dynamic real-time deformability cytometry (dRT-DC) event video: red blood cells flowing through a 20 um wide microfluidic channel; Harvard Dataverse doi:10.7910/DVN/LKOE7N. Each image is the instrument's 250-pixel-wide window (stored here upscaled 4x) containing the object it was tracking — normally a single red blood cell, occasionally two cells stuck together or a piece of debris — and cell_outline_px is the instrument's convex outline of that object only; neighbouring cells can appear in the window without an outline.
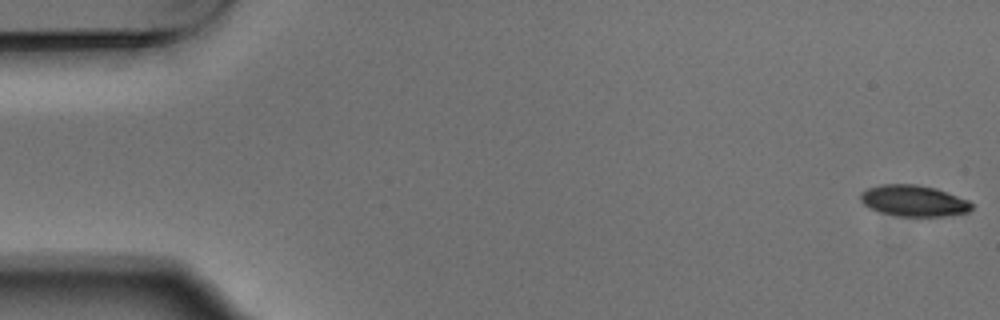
{"species": "Egyptian fruit bat (a non-hibernating species)", "species_latin": "Rousettus aegyptiacus", "temperature_condition": "warm", "stored_images_in_passage": 6, "camera_frame_rate_fps": 3000, "um_per_image_px": 0.085, "animal": {"sex": "male"}, "frame": {"image": 1, "passage_image": 1, "time_ms": 0.0, "image_size_px": [1000, 320], "cell_outline_px": [[972, 208], [968, 212], [944, 216], [896, 216], [876, 212], [868, 208], [860, 200], [860, 192], [868, 188], [880, 184], [916, 184], [936, 188], [968, 200], [972, 204]], "centroid_in_image_um": [77.61, 17.07], "position_along_channel_um": 7.4, "area_um2": 20.4}}
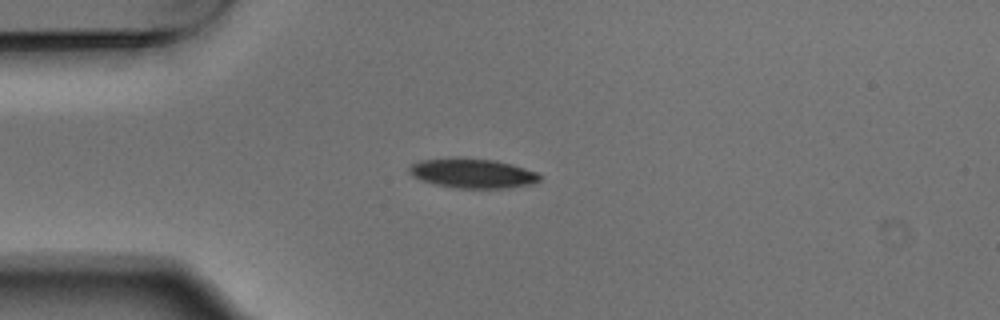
{"frame": {"image": 2, "passage_image": 4, "time_ms": 1.0, "image_size_px": [1000, 320], "cell_outline_px": [[540, 180], [532, 184], [508, 188], [456, 188], [436, 184], [412, 176], [408, 172], [408, 168], [412, 164], [420, 160], [456, 156], [460, 156], [496, 160], [512, 164], [536, 172], [540, 176]], "centroid_in_image_um": [40.15, 14.7], "position_along_channel_um": 44.9, "area_um2": 22.77}}
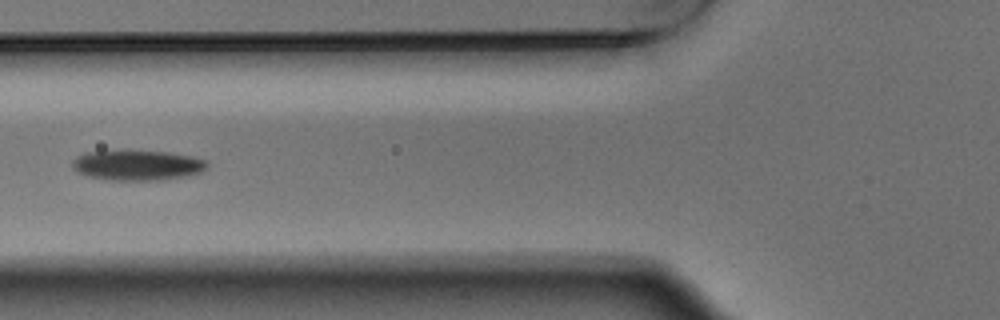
{"frame": {"image": 3, "passage_image": 6, "time_ms": 1.667, "image_size_px": [1000, 320], "cell_outline_px": [[208, 164], [200, 172], [188, 176], [160, 180], [112, 180], [88, 176], [76, 172], [72, 168], [72, 160], [76, 156], [84, 152], [168, 152], [192, 156], [204, 160]], "centroid_in_image_um": [11.64, 14.06], "position_along_channel_um": 114.2, "area_um2": 23.29}}